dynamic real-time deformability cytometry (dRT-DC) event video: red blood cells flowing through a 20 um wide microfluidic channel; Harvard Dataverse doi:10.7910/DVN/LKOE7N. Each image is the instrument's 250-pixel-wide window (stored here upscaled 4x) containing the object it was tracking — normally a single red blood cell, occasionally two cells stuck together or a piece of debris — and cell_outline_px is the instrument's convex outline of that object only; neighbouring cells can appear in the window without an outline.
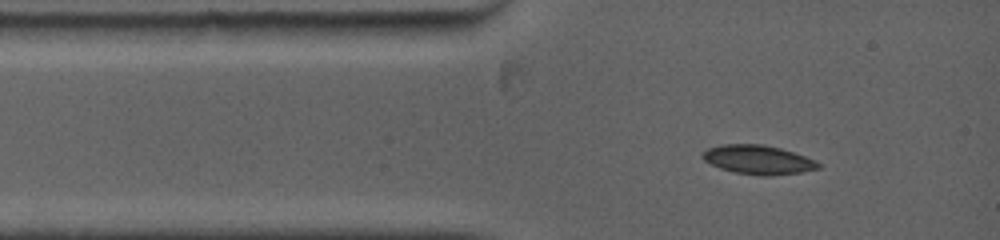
{"species": "common noctule bat (a hibernating species)", "species_latin": "Nyctalus noctula", "temperature_condition": "warm", "stored_images_in_passage": 3, "segment_of_instrument_passage": [1, 2], "camera_frame_rate_fps": 5000, "um_per_image_px": 0.085, "animal": {"sex": "female", "body_mass_g": 19.0, "forearm_length_mm": 53.3}, "frame": {"image": 1, "passage_image": 1, "time_ms": 0.0, "image_size_px": [1000, 240], "cell_outline_px": [[820, 168], [800, 172], [772, 176], [760, 176], [736, 172], [720, 168], [704, 160], [700, 156], [708, 148], [720, 144], [764, 144], [780, 148], [804, 156], [820, 164]], "centroid_in_image_um": [64.41, 13.57], "position_along_channel_um": 20.6, "area_um2": 19.42}}
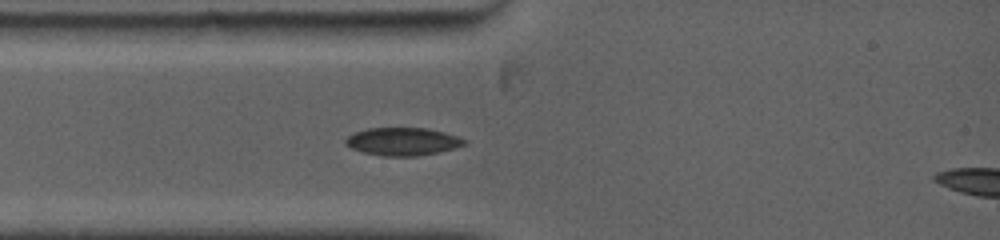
{"frame": {"image": 2, "passage_image": 2, "time_ms": 1.2, "image_size_px": [1000, 240], "cell_outline_px": [[468, 144], [456, 148], [440, 152], [416, 156], [384, 156], [364, 152], [352, 148], [344, 144], [344, 140], [348, 136], [356, 132], [368, 128], [424, 128], [444, 132], [468, 140]], "centroid_in_image_um": [34.27, 12.03], "position_along_channel_um": 50.7, "area_um2": 19.31}}